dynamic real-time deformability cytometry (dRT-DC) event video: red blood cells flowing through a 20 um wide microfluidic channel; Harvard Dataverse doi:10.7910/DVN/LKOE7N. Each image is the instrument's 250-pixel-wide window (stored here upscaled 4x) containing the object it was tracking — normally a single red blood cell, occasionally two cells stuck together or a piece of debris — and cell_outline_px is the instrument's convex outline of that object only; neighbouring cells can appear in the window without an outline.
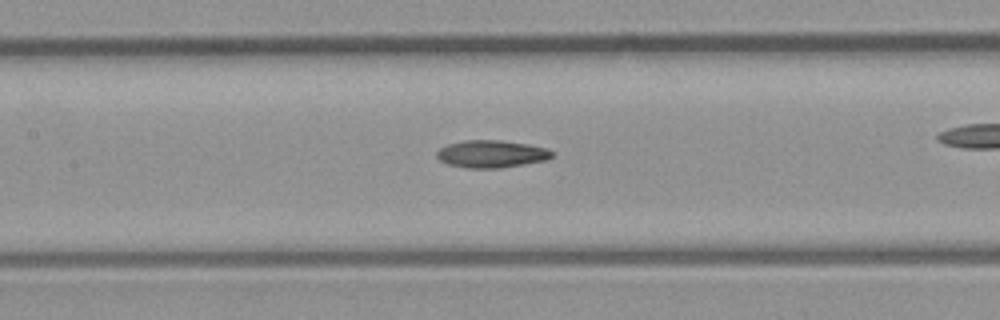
{"species": "common noctule bat (a hibernating species)", "species_latin": "Nyctalus noctula", "temperature_condition": "room temperature", "stored_images_in_passage": 38, "camera_frame_rate_fps": 3000, "um_per_image_px": 0.085, "animal": {"sex": "male", "body_mass_g": 23.1, "forearm_length_mm": 52.7}, "frame": {"image": 1, "passage_image": 22, "time_ms": 7.0, "image_size_px": [1000, 320], "cell_outline_px": [[556, 152], [548, 160], [500, 168], [468, 168], [448, 164], [440, 160], [436, 156], [436, 152], [440, 148], [448, 144], [464, 140], [500, 140], [528, 144], [548, 148]], "centroid_in_image_um": [41.81, 13.08], "position_along_channel_um": 165.6, "area_um2": 18.55}}
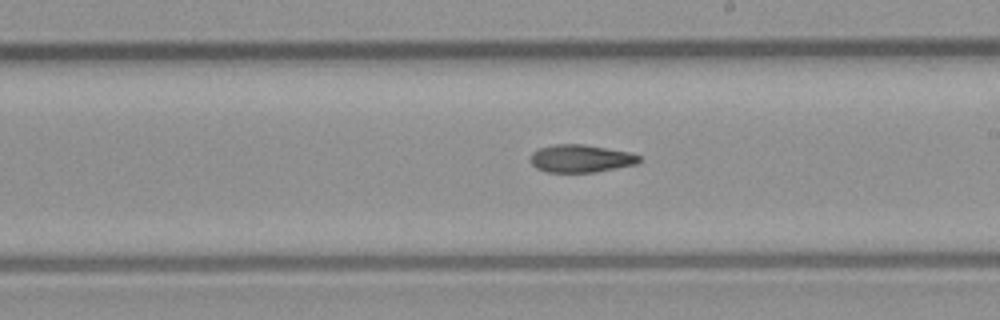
{"frame": {"image": 2, "passage_image": 27, "time_ms": 8.667, "image_size_px": [1000, 320], "cell_outline_px": [[640, 160], [636, 164], [596, 172], [544, 172], [536, 168], [532, 164], [532, 152], [540, 148], [556, 144], [584, 144], [632, 152], [640, 156]], "centroid_in_image_um": [49.39, 13.47], "position_along_channel_um": 239.6, "area_um2": 17.57}}
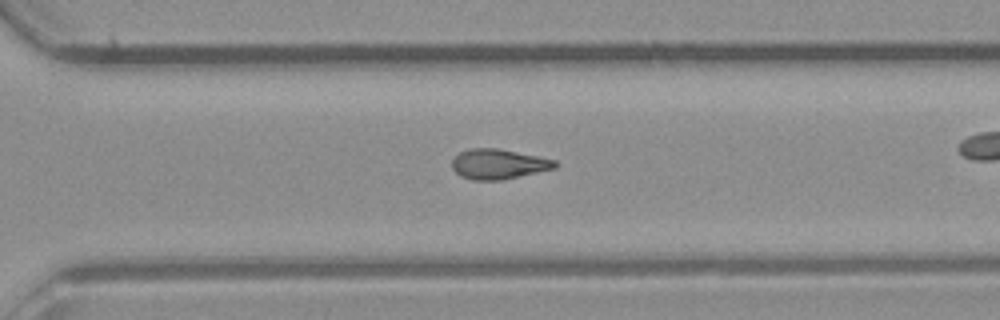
{"frame": {"image": 3, "passage_image": 33, "time_ms": 10.667, "image_size_px": [1000, 320], "cell_outline_px": [[560, 164], [556, 168], [500, 180], [472, 180], [460, 176], [452, 168], [452, 160], [460, 152], [468, 148], [496, 148], [556, 160]], "centroid_in_image_um": [42.36, 13.95], "position_along_channel_um": 328.2, "area_um2": 17.92}}